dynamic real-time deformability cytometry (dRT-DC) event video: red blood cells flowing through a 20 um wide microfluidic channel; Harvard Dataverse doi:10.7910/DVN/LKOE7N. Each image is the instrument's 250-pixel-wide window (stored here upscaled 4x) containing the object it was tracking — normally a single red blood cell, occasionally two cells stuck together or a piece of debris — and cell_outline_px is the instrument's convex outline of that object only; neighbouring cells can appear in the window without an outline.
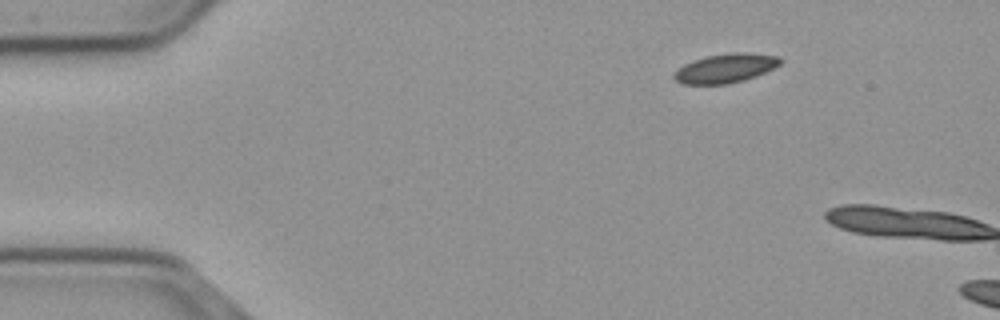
{"species": "common noctule bat (a hibernating species)", "species_latin": "Nyctalus noctula", "temperature_condition": "cold", "stored_images_in_passage": 2, "camera_frame_rate_fps": 3000, "um_per_image_px": 0.085, "animal": {"sex": "male", "body_mass_g": 23.1, "forearm_length_mm": 52.7}, "frame": {"image": 1, "passage_image": 1, "time_ms": 0.0, "image_size_px": [1000, 320], "cell_outline_px": [[784, 60], [780, 64], [756, 76], [744, 80], [728, 84], [684, 84], [676, 80], [672, 76], [672, 72], [684, 64], [692, 60], [704, 56], [728, 52], [744, 52], [780, 56]], "centroid_in_image_um": [61.65, 5.78], "position_along_channel_um": 23.4, "area_um2": 18.26}}